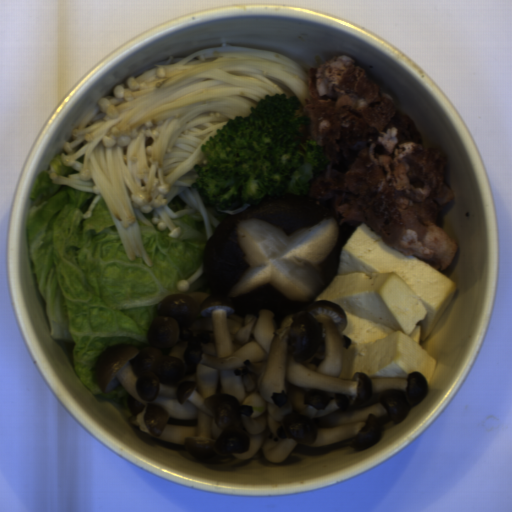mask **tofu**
<instances>
[{
	"mask_svg": "<svg viewBox=\"0 0 512 512\" xmlns=\"http://www.w3.org/2000/svg\"><path fill=\"white\" fill-rule=\"evenodd\" d=\"M456 283L417 256H406L360 224L345 240L333 281L315 299L341 306L351 342L338 379L406 380L429 386L436 359L423 342L450 305Z\"/></svg>",
	"mask_w": 512,
	"mask_h": 512,
	"instance_id": "1",
	"label": "tofu"
}]
</instances>
